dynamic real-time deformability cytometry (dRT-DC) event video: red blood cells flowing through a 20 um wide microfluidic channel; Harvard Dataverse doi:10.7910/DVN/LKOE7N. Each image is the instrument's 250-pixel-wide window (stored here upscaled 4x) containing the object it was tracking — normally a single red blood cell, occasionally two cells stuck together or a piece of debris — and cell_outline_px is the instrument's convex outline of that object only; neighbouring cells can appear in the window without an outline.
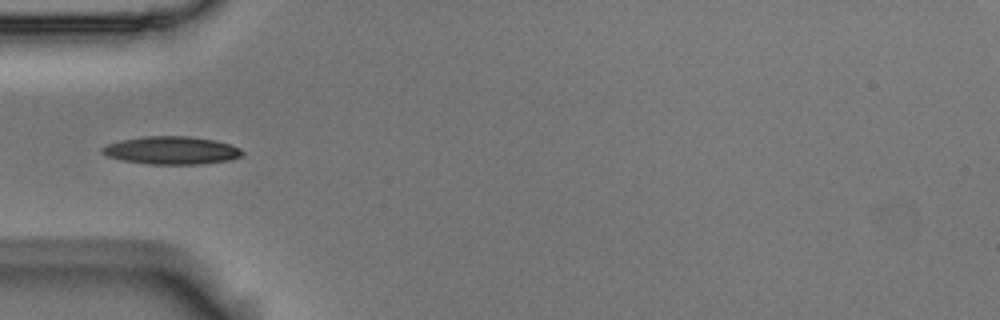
{"species": "Egyptian fruit bat (a non-hibernating species)", "species_latin": "Rousettus aegyptiacus", "temperature_condition": "room temperature", "stored_images_in_passage": 7, "camera_frame_rate_fps": 3000, "um_per_image_px": 0.085, "animal": {"sex": "male"}, "frame": {"image": 1, "passage_image": 5, "time_ms": 1.333, "image_size_px": [1000, 320], "cell_outline_px": [[244, 152], [240, 156], [228, 160], [200, 164], [148, 164], [120, 160], [108, 156], [100, 152], [100, 148], [108, 144], [120, 140], [144, 136], [188, 136], [212, 140], [228, 144], [240, 148]], "centroid_in_image_um": [14.52, 12.78], "position_along_channel_um": 70.5, "area_um2": 22.66}}
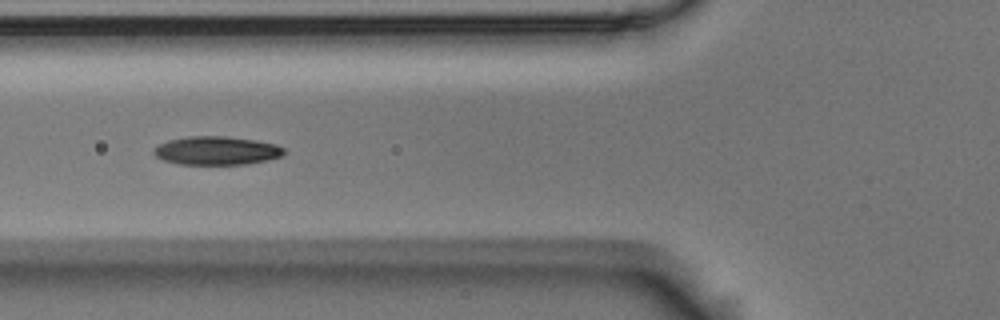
{"frame": {"image": 2, "passage_image": 6, "time_ms": 1.667, "image_size_px": [1000, 320], "cell_outline_px": [[284, 156], [248, 164], [180, 164], [164, 160], [156, 156], [152, 152], [160, 144], [168, 140], [188, 136], [228, 136], [256, 140], [276, 144], [284, 148]], "centroid_in_image_um": [18.45, 12.8], "position_along_channel_um": 107.4, "area_um2": 21.62}}
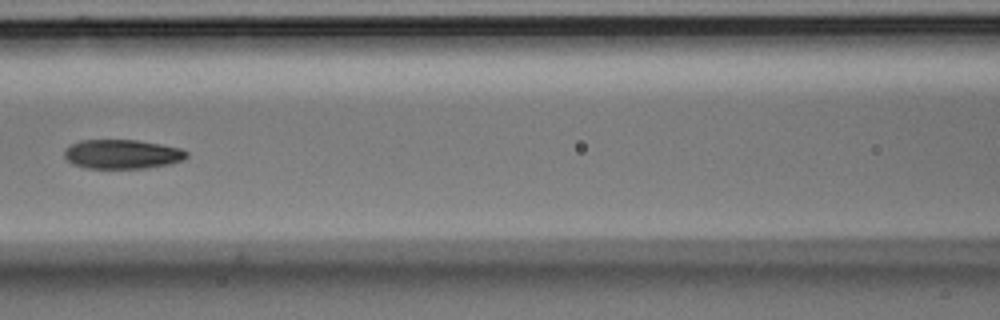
{"frame": {"image": 3, "passage_image": 7, "time_ms": 2.0, "image_size_px": [1000, 320], "cell_outline_px": [[188, 156], [184, 160], [168, 164], [148, 168], [84, 168], [72, 164], [64, 156], [64, 148], [80, 140], [136, 140], [160, 144], [180, 148], [188, 152]], "centroid_in_image_um": [10.37, 13.11], "position_along_channel_um": 156.2, "area_um2": 20.92}}